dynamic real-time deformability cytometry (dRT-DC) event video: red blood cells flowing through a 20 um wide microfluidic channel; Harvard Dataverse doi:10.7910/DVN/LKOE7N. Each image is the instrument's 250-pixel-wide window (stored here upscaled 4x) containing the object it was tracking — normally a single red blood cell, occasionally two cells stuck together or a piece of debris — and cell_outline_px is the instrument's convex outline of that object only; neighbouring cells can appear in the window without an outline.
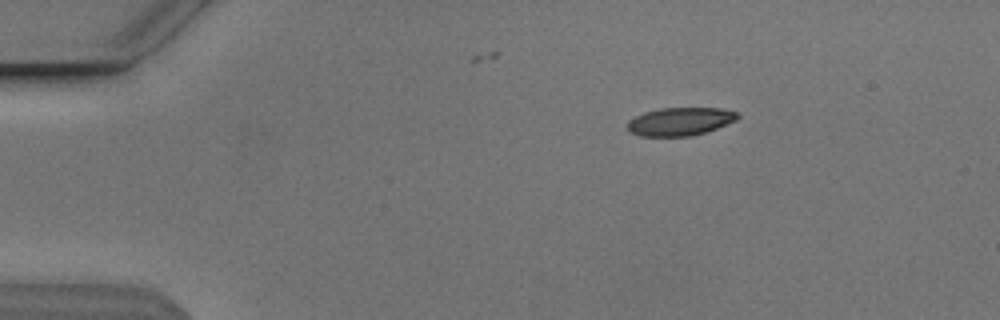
{"species": "Egyptian fruit bat (a non-hibernating species)", "species_latin": "Rousettus aegyptiacus", "temperature_condition": "cold", "stored_images_in_passage": 9, "camera_frame_rate_fps": 3000, "um_per_image_px": 0.085, "animal": {"sex": "male"}, "frame": {"image": 1, "passage_image": 1, "time_ms": 0.0, "image_size_px": [1000, 320], "cell_outline_px": [[740, 116], [736, 120], [716, 128], [704, 132], [688, 136], [640, 136], [632, 132], [628, 128], [628, 120], [644, 112], [660, 108], [720, 108], [736, 112]], "centroid_in_image_um": [57.8, 10.32], "position_along_channel_um": 27.2, "area_um2": 17.8}}